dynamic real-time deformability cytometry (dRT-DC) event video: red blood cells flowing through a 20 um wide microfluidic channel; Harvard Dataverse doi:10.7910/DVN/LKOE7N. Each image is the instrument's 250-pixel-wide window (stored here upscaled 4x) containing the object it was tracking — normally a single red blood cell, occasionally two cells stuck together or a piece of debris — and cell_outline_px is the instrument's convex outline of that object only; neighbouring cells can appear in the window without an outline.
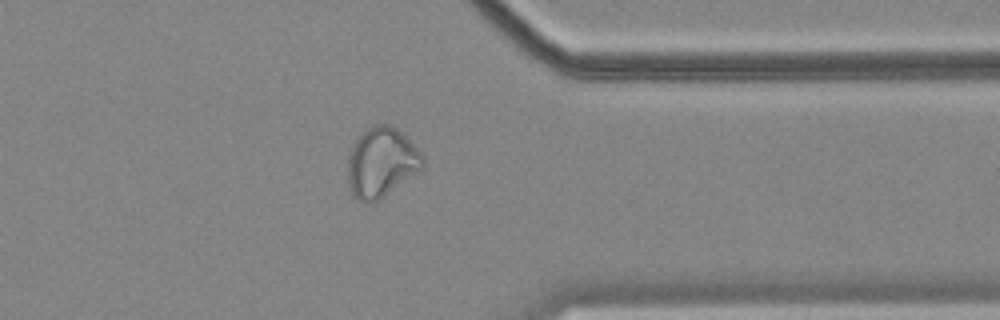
{"species": "common noctule bat (a hibernating species)", "species_latin": "Nyctalus noctula", "temperature_condition": "cold", "stored_images_in_passage": 40, "camera_frame_rate_fps": 3000, "um_per_image_px": 0.085, "animal": {"sex": "female", "body_mass_g": 18.4}, "frame": {"image": 1, "passage_image": 34, "time_ms": 11.0, "image_size_px": [1000, 320], "cell_outline_px": [[424, 168], [376, 200], [364, 204], [356, 200], [352, 196], [348, 184], [348, 152], [356, 136], [372, 124], [388, 124], [396, 128], [424, 156]], "centroid_in_image_um": [32.36, 13.79], "position_along_channel_um": 379.0, "area_um2": 30.52}, "authors_computed_cell_mechanics": {"area_um2": 27.2238, "velocity_mm_per_s": 3.5466, "shape_relaxation_time_tau1_ms": null, "shape_relaxation_time_tau2_ms": 1.7887, "deformation_change_tau1": null, "deformation_change_tau2": 0.0749}}